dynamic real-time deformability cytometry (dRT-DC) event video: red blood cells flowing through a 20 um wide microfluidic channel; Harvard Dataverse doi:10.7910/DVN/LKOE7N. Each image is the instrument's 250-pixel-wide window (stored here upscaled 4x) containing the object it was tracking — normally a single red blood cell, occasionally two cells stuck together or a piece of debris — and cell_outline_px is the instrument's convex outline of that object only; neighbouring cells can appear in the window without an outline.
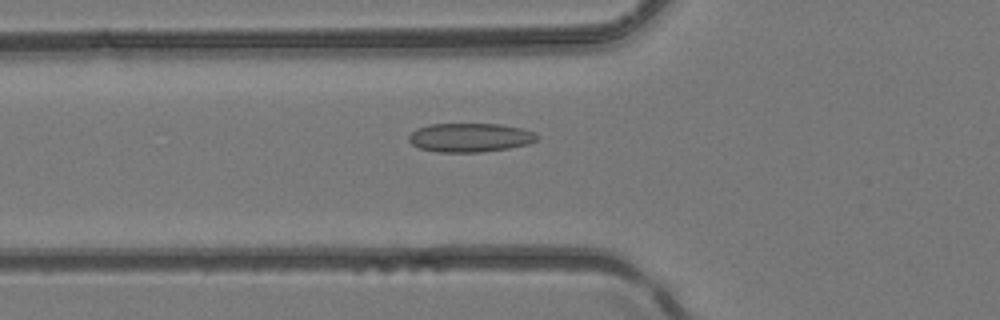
{"species": "common noctule bat (a hibernating species)", "species_latin": "Nyctalus noctula", "temperature_condition": "room temperature", "stored_images_in_passage": 42, "camera_frame_rate_fps": 3000, "um_per_image_px": 0.085, "animal": {"sex": "female", "body_mass_g": 24.6, "forearm_length_mm": 56.2}, "frame": {"image": 1, "passage_image": 16, "time_ms": 5.0, "image_size_px": [1000, 320], "cell_outline_px": [[540, 136], [536, 140], [528, 144], [508, 148], [480, 152], [436, 152], [420, 148], [412, 144], [408, 140], [408, 136], [416, 128], [428, 124], [500, 124], [520, 128], [536, 132]], "centroid_in_image_um": [39.94, 11.69], "position_along_channel_um": 85.9, "area_um2": 21.68}}
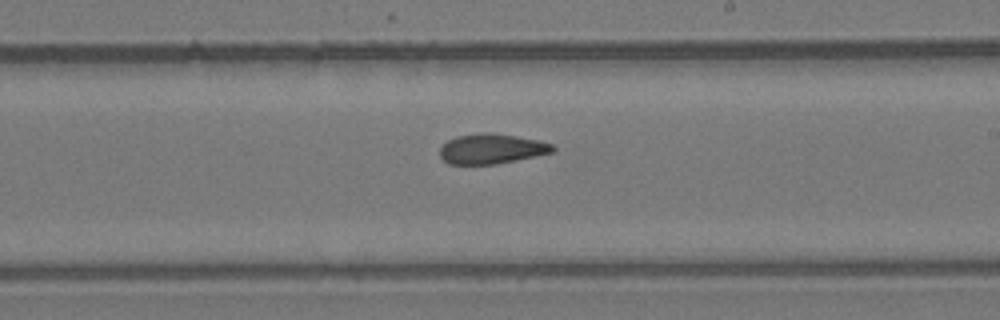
{"frame": {"image": 2, "passage_image": 26, "time_ms": 8.333, "image_size_px": [1000, 320], "cell_outline_px": [[556, 152], [496, 164], [448, 164], [440, 156], [440, 148], [448, 140], [456, 136], [488, 132], [492, 132], [540, 140], [552, 144], [556, 148]], "centroid_in_image_um": [41.82, 12.65], "position_along_channel_um": 247.2, "area_um2": 19.83}}
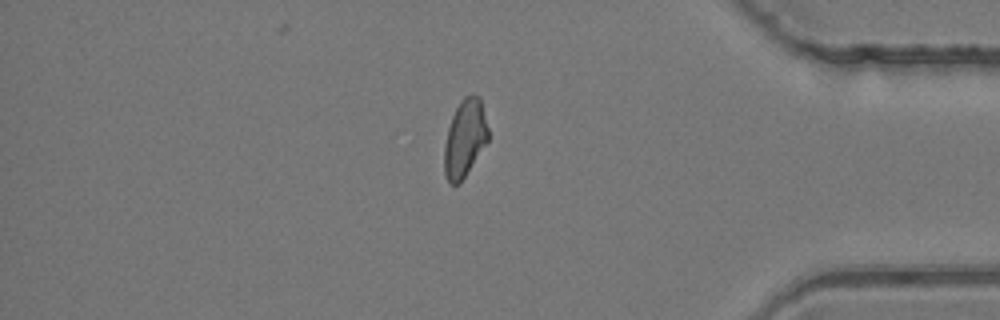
{"frame": {"image": 3, "passage_image": 37, "time_ms": 12.0, "image_size_px": [1000, 320], "cell_outline_px": [[488, 140], [460, 184], [452, 184], [448, 180], [444, 172], [444, 148], [448, 128], [452, 116], [460, 100], [464, 96], [472, 92], [480, 96], [488, 128]], "centroid_in_image_um": [39.51, 11.72], "position_along_channel_um": 395.7, "area_um2": 19.83}}